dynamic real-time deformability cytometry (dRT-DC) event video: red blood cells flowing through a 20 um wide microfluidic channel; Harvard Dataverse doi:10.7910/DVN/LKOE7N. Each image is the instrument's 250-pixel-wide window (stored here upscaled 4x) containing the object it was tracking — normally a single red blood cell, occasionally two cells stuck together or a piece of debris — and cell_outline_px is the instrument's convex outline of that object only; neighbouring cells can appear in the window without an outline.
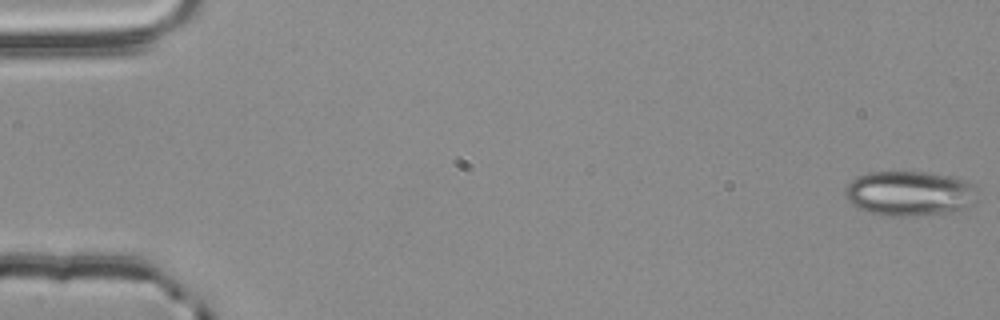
{"species": "common noctule bat (a hibernating species)", "species_latin": "Nyctalus noctula", "temperature_condition": "room temperature", "stored_images_in_passage": 55, "camera_frame_rate_fps": 3000, "um_per_image_px": 0.085, "animal": {"sex": "male", "body_mass_g": 20.4}, "frame": {"image": 1, "passage_image": 1, "time_ms": 0.0, "image_size_px": [1000, 320], "cell_outline_px": [[984, 196], [980, 200], [960, 212], [912, 216], [888, 216], [868, 212], [856, 208], [844, 196], [844, 188], [852, 180], [868, 172], [924, 172], [952, 176], [976, 184], [980, 188]], "centroid_in_image_um": [77.45, 16.46], "position_along_channel_um": 7.5, "area_um2": 35.89}}
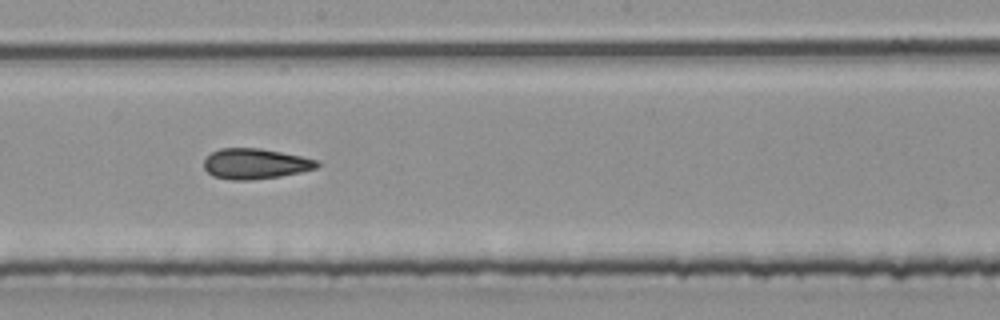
{"frame": {"image": 2, "passage_image": 31, "time_ms": 10.0, "image_size_px": [1000, 320], "cell_outline_px": [[320, 164], [316, 168], [300, 172], [280, 176], [252, 180], [232, 180], [212, 176], [204, 168], [204, 160], [212, 152], [220, 148], [260, 148], [300, 156], [316, 160]], "centroid_in_image_um": [21.67, 13.92], "position_along_channel_um": 226.5, "area_um2": 19.94}}
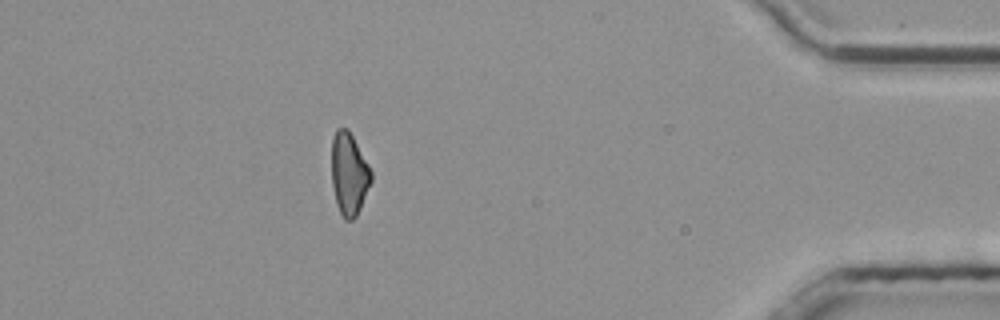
{"frame": {"image": 3, "passage_image": 49, "time_ms": 16.0, "image_size_px": [1000, 320], "cell_outline_px": [[372, 180], [360, 208], [356, 216], [352, 220], [344, 220], [336, 204], [332, 184], [332, 136], [336, 128], [348, 128], [368, 164], [372, 172]], "centroid_in_image_um": [29.66, 14.77], "position_along_channel_um": 405.5, "area_um2": 18.96}, "authors_computed_cell_mechanics": {"area_um2": 20.2878, "velocity_mm_per_s": 3.8294, "shape_relaxation_time_tau1_ms": null, "shape_relaxation_time_tau2_ms": 3.4687, "deformation_change_tau1": null, "deformation_change_tau2": 0.1197}}